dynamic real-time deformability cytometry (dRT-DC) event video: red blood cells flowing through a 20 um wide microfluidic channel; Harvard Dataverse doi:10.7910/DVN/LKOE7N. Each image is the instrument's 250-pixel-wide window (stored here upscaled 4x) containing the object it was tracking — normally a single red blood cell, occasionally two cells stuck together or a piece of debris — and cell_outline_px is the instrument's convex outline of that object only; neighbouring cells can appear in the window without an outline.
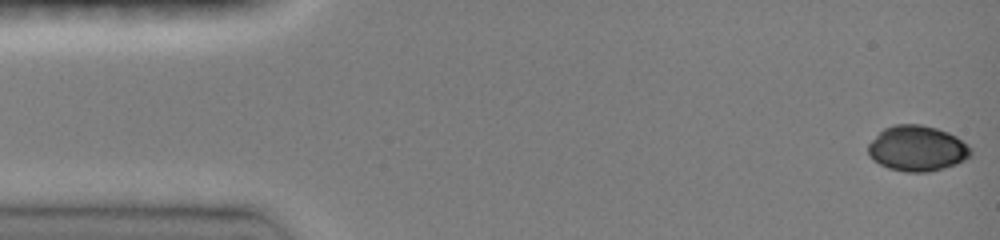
{"species": "common noctule bat (a hibernating species)", "species_latin": "Nyctalus noctula", "temperature_condition": "room temperature", "stored_images_in_passage": 10, "camera_frame_rate_fps": 3000, "um_per_image_px": 0.085, "animal": {"sex": "female", "body_mass_g": 19.0, "forearm_length_mm": 51.5}, "frame": {"image": 1, "passage_image": 1, "time_ms": 0.0, "image_size_px": [1000, 240], "cell_outline_px": [[972, 156], [956, 164], [928, 172], [904, 172], [888, 168], [872, 160], [868, 152], [868, 144], [884, 128], [892, 124], [920, 124], [936, 128], [948, 132], [956, 136], [972, 148]], "centroid_in_image_um": [77.97, 12.61], "position_along_channel_um": 7.0, "area_um2": 27.34}}
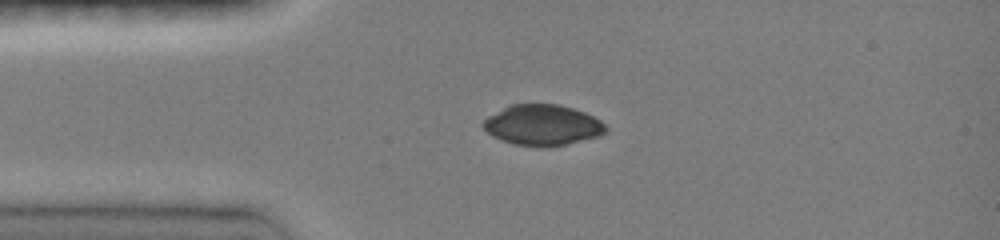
{"frame": {"image": 2, "passage_image": 5, "time_ms": 3.333, "image_size_px": [1000, 240], "cell_outline_px": [[608, 132], [600, 136], [564, 144], [516, 144], [492, 136], [480, 124], [488, 116], [512, 104], [560, 104], [584, 112], [600, 120], [608, 128]], "centroid_in_image_um": [46.14, 10.59], "position_along_channel_um": 38.9, "area_um2": 28.26}}
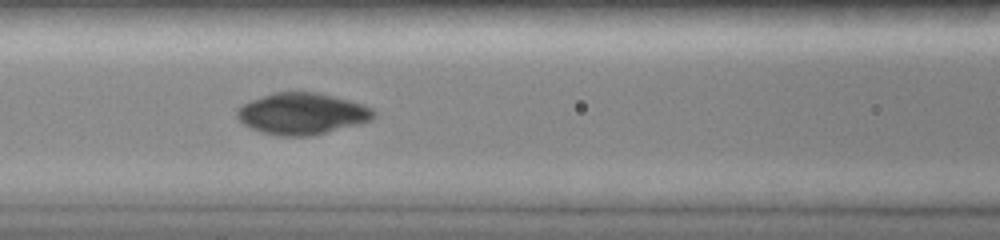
{"frame": {"image": 3, "passage_image": 10, "time_ms": 6.333, "image_size_px": [1000, 240], "cell_outline_px": [[376, 116], [372, 120], [360, 124], [312, 136], [280, 136], [260, 132], [244, 124], [236, 116], [236, 108], [240, 104], [272, 92], [316, 92], [364, 104], [372, 108], [376, 112]], "centroid_in_image_um": [25.67, 9.66], "position_along_channel_um": 140.9, "area_um2": 33.35}}